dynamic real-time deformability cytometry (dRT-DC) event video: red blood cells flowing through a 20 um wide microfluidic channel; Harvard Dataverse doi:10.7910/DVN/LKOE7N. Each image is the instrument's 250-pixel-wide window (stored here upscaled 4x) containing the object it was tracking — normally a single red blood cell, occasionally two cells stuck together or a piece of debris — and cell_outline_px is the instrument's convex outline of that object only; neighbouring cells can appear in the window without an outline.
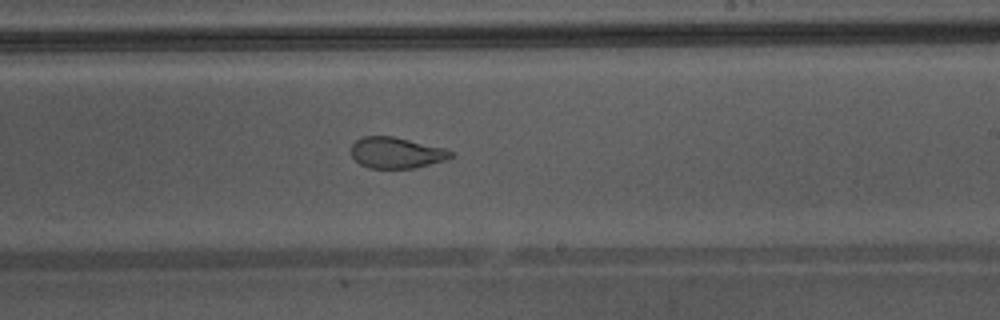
{"species": "Egyptian fruit bat (a non-hibernating species)", "species_latin": "Rousettus aegyptiacus", "temperature_condition": "warm", "stored_images_in_passage": 43, "camera_frame_rate_fps": 3000, "um_per_image_px": 0.085, "animal": {"sex": "male"}, "frame": {"image": 1, "passage_image": 25, "time_ms": 8.0, "image_size_px": [1000, 320], "cell_outline_px": [[456, 156], [448, 160], [416, 168], [368, 168], [360, 164], [352, 156], [352, 144], [356, 140], [364, 136], [392, 136], [444, 148], [456, 152]], "centroid_in_image_um": [33.76, 13.0], "position_along_channel_um": 255.2, "area_um2": 18.21}, "authors_computed_cell_mechanics": {"area_um2": 22.542, "velocity_mm_per_s": 4.3605, "shape_relaxation_time_tau1_ms": null, "shape_relaxation_time_tau2_ms": 0.9949, "deformation_change_tau1": null, "deformation_change_tau2": 0.0868}}